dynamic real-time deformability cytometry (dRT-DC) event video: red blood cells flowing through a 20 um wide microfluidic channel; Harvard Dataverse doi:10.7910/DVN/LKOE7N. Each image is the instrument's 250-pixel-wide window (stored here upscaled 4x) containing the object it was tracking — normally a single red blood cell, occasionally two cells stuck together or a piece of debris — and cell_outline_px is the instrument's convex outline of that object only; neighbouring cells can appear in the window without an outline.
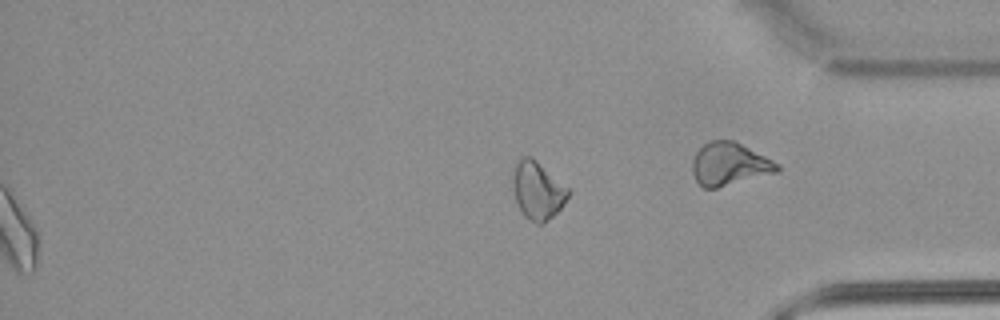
{"species": "common noctule bat (a hibernating species)", "species_latin": "Nyctalus noctula", "temperature_condition": "warm", "stored_images_in_passage": 47, "segment_of_instrument_passage": [2, 2], "camera_frame_rate_fps": 3000, "um_per_image_px": 0.085, "animal": {"sex": "male", "body_mass_g": 21.5, "forearm_length_mm": 52.0}, "frame": {"image": 1, "passage_image": 47, "time_ms": 15.333, "image_size_px": [1000, 320], "cell_outline_px": [[568, 196], [560, 208], [544, 224], [536, 224], [528, 220], [524, 216], [516, 200], [512, 188], [512, 180], [516, 164], [524, 156], [532, 156], [568, 188]], "centroid_in_image_um": [45.67, 16.2], "position_along_channel_um": 389.5, "area_um2": 18.38}}